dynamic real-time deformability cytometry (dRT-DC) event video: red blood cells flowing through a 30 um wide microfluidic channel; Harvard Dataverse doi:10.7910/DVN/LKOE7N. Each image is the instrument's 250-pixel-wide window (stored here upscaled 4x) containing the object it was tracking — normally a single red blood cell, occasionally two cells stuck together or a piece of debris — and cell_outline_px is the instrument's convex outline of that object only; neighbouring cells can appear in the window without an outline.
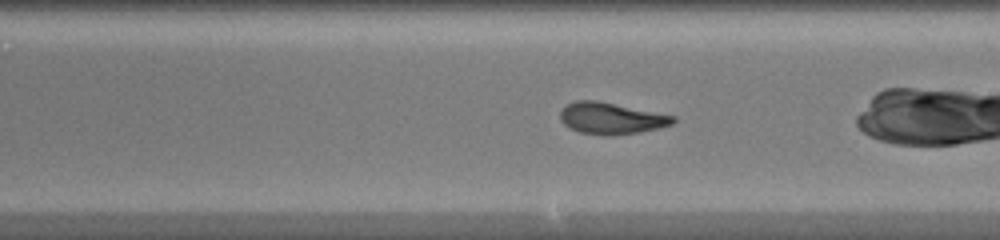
{"species": "common noctule bat (a hibernating species)", "species_latin": "Nyctalus noctula", "temperature_condition": "warm", "stored_images_in_passage": 43, "camera_frame_rate_fps": 3000, "um_per_image_px": 0.085, "animal": {"sex": "female", "body_mass_g": 20.0, "forearm_length_mm": 54.0}, "frame": {"image": 1, "passage_image": 25, "time_ms": 8.0, "image_size_px": [1000, 240], "cell_outline_px": [[676, 120], [672, 124], [660, 128], [640, 132], [612, 136], [604, 136], [580, 132], [568, 128], [560, 120], [560, 108], [576, 100], [596, 100], [676, 116]], "centroid_in_image_um": [51.93, 10.07], "position_along_channel_um": 237.1, "area_um2": 20.98}}
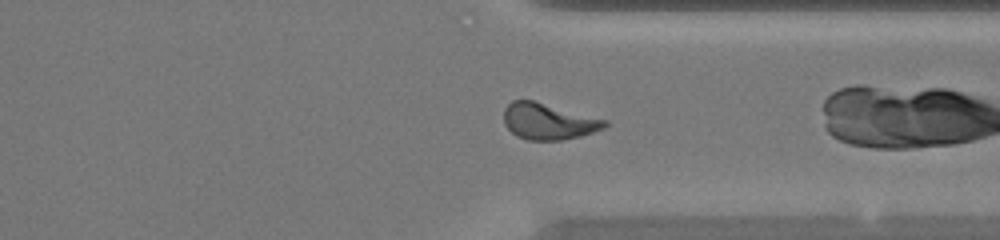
{"frame": {"image": 2, "passage_image": 34, "time_ms": 11.0, "image_size_px": [1000, 240], "cell_outline_px": [[608, 124], [604, 128], [580, 136], [560, 140], [528, 140], [516, 136], [504, 124], [504, 108], [512, 100], [532, 100], [608, 120]], "centroid_in_image_um": [46.6, 10.32], "position_along_channel_um": 364.8, "area_um2": 21.21}, "authors_computed_cell_mechanics": {"area_um2": 21.386, "velocity_mm_per_s": 4.2625, "shape_relaxation_time_tau1_ms": 5.4363, "shape_relaxation_time_tau2_ms": 1.3456, "deformation_change_tau1": 0.1785, "deformation_change_tau2": 0.0657}}